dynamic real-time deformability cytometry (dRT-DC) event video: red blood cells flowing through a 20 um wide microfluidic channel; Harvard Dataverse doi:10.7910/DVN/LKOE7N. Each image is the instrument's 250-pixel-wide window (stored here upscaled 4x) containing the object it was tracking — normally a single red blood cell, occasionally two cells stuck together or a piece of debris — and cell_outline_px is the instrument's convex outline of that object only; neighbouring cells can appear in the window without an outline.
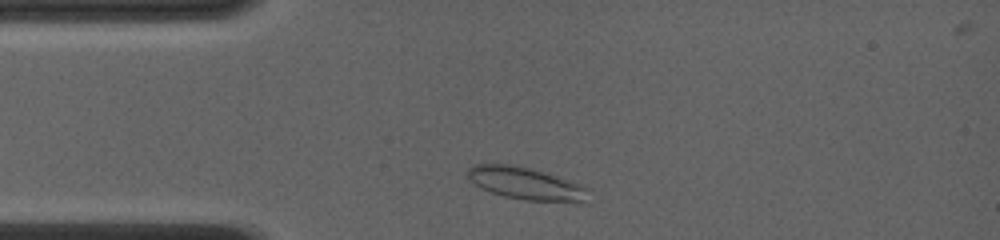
{"species": "common noctule bat (a hibernating species)", "species_latin": "Nyctalus noctula", "temperature_condition": "room temperature", "stored_images_in_passage": 24, "camera_frame_rate_fps": 4000, "um_per_image_px": 0.085, "animal": {"sex": "female", "body_mass_g": 19.0, "forearm_length_mm": 56.7}, "frame": {"image": 1, "passage_image": 2, "time_ms": 0.5, "image_size_px": [1000, 240], "cell_outline_px": [[588, 204], [524, 200], [504, 196], [492, 192], [468, 180], [468, 168], [472, 164], [512, 164], [544, 172], [580, 184], [588, 188]], "centroid_in_image_um": [44.77, 15.63], "position_along_channel_um": 40.2, "area_um2": 23.0}}
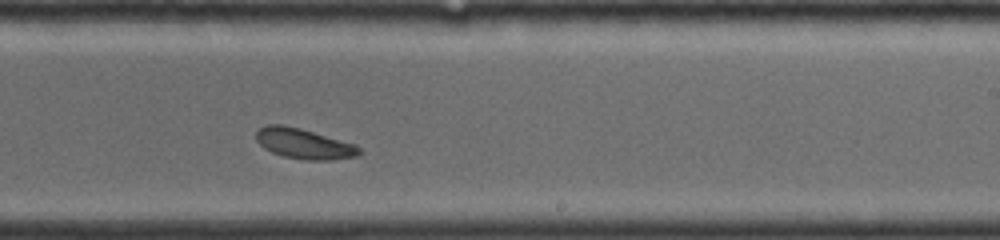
{"frame": {"image": 2, "passage_image": 15, "time_ms": 6.5, "image_size_px": [1000, 240], "cell_outline_px": [[364, 152], [360, 156], [332, 160], [304, 160], [284, 156], [272, 152], [264, 148], [256, 140], [256, 132], [260, 128], [268, 124], [280, 124], [300, 128], [356, 144]], "centroid_in_image_um": [25.89, 12.22], "position_along_channel_um": 263.1, "area_um2": 18.38}}
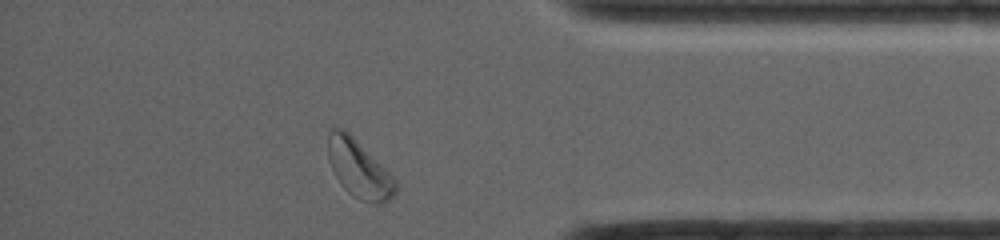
{"frame": {"image": 3, "passage_image": 24, "time_ms": 10.25, "image_size_px": [1000, 240], "cell_outline_px": [[396, 192], [384, 204], [372, 204], [360, 200], [352, 196], [340, 184], [328, 160], [328, 132], [332, 128], [344, 128], [396, 180]], "centroid_in_image_um": [30.49, 14.38], "position_along_channel_um": 404.7, "area_um2": 22.48}, "authors_computed_cell_mechanics": {"area_um2": 18.6116, "velocity_mm_per_s": 4.04, "shape_relaxation_time_tau1_ms": 2.9269, "shape_relaxation_time_tau2_ms": 1.5534, "deformation_change_tau1": 0.1009, "deformation_change_tau2": 0.0502}}